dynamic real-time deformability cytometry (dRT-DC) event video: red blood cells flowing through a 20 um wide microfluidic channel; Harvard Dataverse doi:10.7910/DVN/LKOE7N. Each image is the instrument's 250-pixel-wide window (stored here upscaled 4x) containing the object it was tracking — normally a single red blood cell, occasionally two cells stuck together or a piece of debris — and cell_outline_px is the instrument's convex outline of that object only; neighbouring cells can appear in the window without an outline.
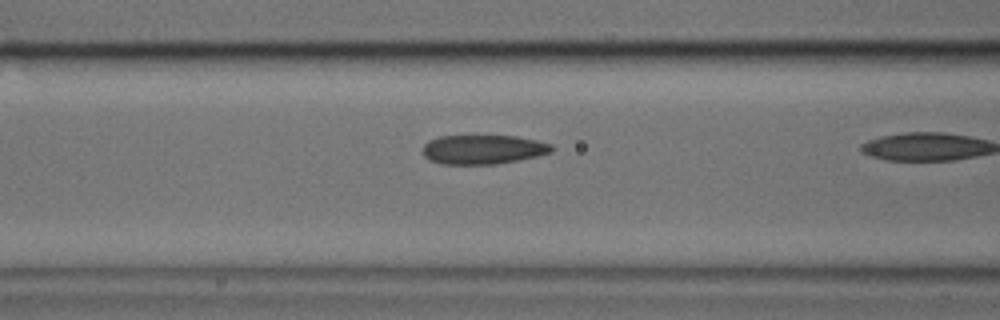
{"species": "common noctule bat (a hibernating species)", "species_latin": "Nyctalus noctula", "temperature_condition": "cold", "stored_images_in_passage": 27, "camera_frame_rate_fps": 3000, "um_per_image_px": 0.085, "animal": {"sex": "male", "body_mass_g": 17.9, "forearm_length_mm": 54.2}, "frame": {"image": 1, "passage_image": 16, "time_ms": 5.0, "image_size_px": [1000, 320], "cell_outline_px": [[556, 148], [552, 152], [536, 156], [496, 164], [440, 164], [428, 160], [424, 156], [424, 144], [428, 140], [440, 136], [516, 136], [536, 140], [552, 144]], "centroid_in_image_um": [41.06, 12.7], "position_along_channel_um": 125.5, "area_um2": 22.02}}
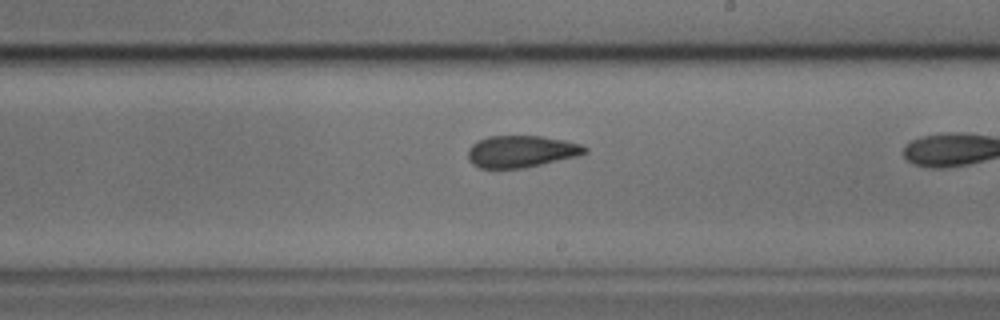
{"frame": {"image": 2, "passage_image": 25, "time_ms": 8.0, "image_size_px": [1000, 320], "cell_outline_px": [[588, 152], [580, 156], [524, 168], [480, 168], [472, 164], [468, 160], [468, 148], [476, 140], [488, 136], [540, 136], [564, 140], [580, 144], [588, 148]], "centroid_in_image_um": [44.3, 12.87], "position_along_channel_um": 244.7, "area_um2": 21.96}}